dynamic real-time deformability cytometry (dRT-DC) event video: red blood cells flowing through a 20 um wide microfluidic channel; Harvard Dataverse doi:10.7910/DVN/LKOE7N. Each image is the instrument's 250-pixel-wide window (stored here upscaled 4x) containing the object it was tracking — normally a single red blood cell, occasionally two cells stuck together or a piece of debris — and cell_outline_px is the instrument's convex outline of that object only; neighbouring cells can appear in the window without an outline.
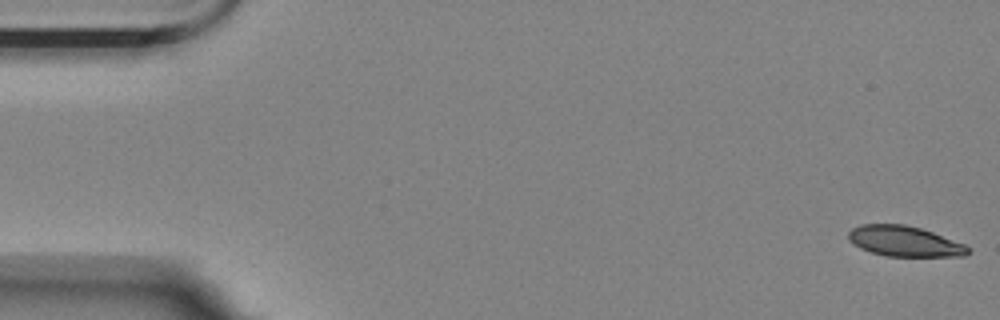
{"species": "Egyptian fruit bat (a non-hibernating species)", "species_latin": "Rousettus aegyptiacus", "temperature_condition": "room temperature", "stored_images_in_passage": 3, "camera_frame_rate_fps": 3000, "um_per_image_px": 0.085, "animal": {"sex": "female"}, "frame": {"image": 1, "passage_image": 1, "time_ms": 0.0, "image_size_px": [1000, 320], "cell_outline_px": [[972, 252], [964, 256], [888, 256], [872, 252], [860, 248], [848, 240], [848, 232], [852, 228], [860, 224], [904, 224], [920, 228], [932, 232], [964, 244], [972, 248]], "centroid_in_image_um": [76.89, 20.5], "position_along_channel_um": 8.1, "area_um2": 21.21}}